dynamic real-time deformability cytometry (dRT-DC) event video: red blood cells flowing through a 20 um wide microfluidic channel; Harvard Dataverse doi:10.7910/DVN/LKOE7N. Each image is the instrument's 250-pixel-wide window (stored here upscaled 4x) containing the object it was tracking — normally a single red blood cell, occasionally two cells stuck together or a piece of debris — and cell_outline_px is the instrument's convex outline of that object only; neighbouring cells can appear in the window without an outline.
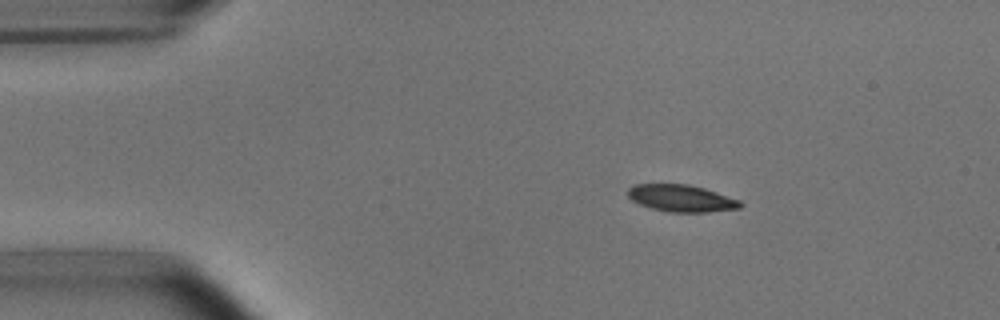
{"species": "common noctule bat (a hibernating species)", "species_latin": "Nyctalus noctula", "temperature_condition": "room temperature", "stored_images_in_passage": 5, "camera_frame_rate_fps": 3000, "um_per_image_px": 0.085, "animal": {"sex": "male", "body_mass_g": 15.6}, "frame": {"image": 1, "passage_image": 2, "time_ms": 1.0, "image_size_px": [1000, 320], "cell_outline_px": [[744, 204], [740, 208], [708, 212], [668, 212], [652, 208], [640, 204], [632, 200], [628, 196], [628, 188], [636, 184], [688, 184], [704, 188], [740, 200]], "centroid_in_image_um": [57.93, 16.85], "position_along_channel_um": 27.1, "area_um2": 17.63}}